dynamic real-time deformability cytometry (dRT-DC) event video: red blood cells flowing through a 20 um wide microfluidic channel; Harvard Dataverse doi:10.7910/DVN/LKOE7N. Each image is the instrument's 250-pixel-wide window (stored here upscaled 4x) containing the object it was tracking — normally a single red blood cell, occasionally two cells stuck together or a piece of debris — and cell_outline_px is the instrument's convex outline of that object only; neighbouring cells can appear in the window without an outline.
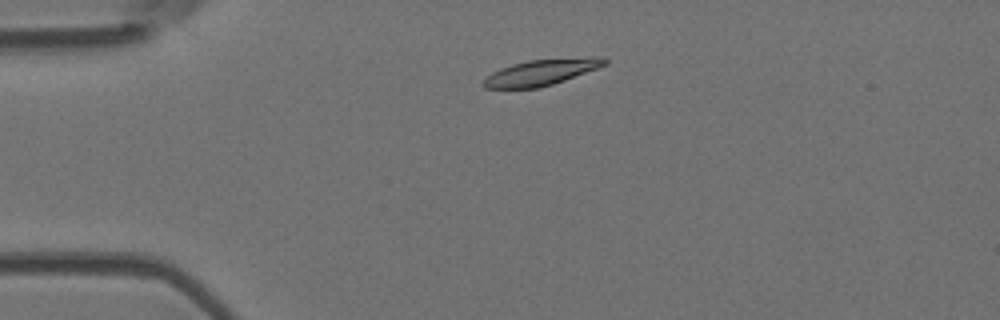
{"species": "Egyptian fruit bat (a non-hibernating species)", "species_latin": "Rousettus aegyptiacus", "temperature_condition": "room temperature", "stored_images_in_passage": 3, "camera_frame_rate_fps": 3000, "um_per_image_px": 0.085, "animal": {"sex": "female"}, "frame": {"image": 1, "passage_image": 2, "time_ms": 2.0, "image_size_px": [1000, 320], "cell_outline_px": [[608, 64], [564, 80], [540, 88], [484, 88], [480, 84], [492, 72], [500, 68], [512, 64], [528, 60], [592, 56], [604, 56], [608, 60]], "centroid_in_image_um": [46.04, 6.13], "position_along_channel_um": 39.0, "area_um2": 18.5}}